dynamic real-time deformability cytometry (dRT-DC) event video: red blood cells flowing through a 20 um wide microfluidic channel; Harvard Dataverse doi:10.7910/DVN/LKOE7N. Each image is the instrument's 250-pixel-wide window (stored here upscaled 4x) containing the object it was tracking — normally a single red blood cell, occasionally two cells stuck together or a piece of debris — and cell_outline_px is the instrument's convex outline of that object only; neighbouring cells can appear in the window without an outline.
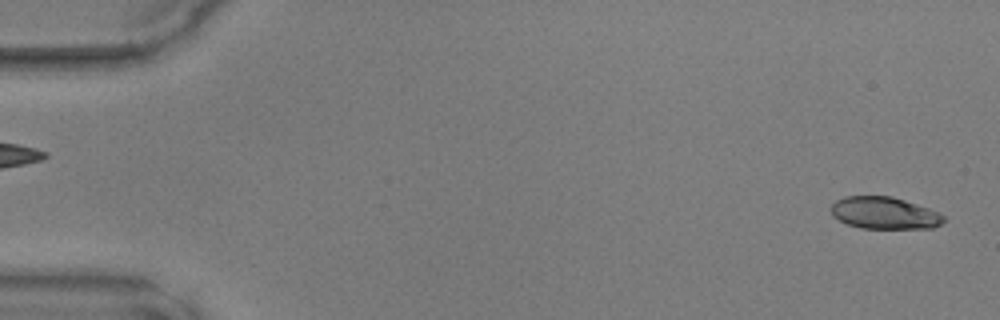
{"species": "common noctule bat (a hibernating species)", "species_latin": "Nyctalus noctula", "temperature_condition": "warm", "stored_images_in_passage": 48, "camera_frame_rate_fps": 3000, "um_per_image_px": 0.085, "animal": {"sex": "male", "body_mass_g": 17.9, "forearm_length_mm": 54.2}, "frame": {"image": 1, "passage_image": 2, "time_ms": 0.333, "image_size_px": [1000, 320], "cell_outline_px": [[944, 220], [940, 224], [932, 228], [860, 228], [848, 224], [832, 216], [828, 208], [836, 200], [844, 196], [892, 196], [928, 208], [944, 216]], "centroid_in_image_um": [75.11, 18.1], "position_along_channel_um": 9.9, "area_um2": 20.98}}
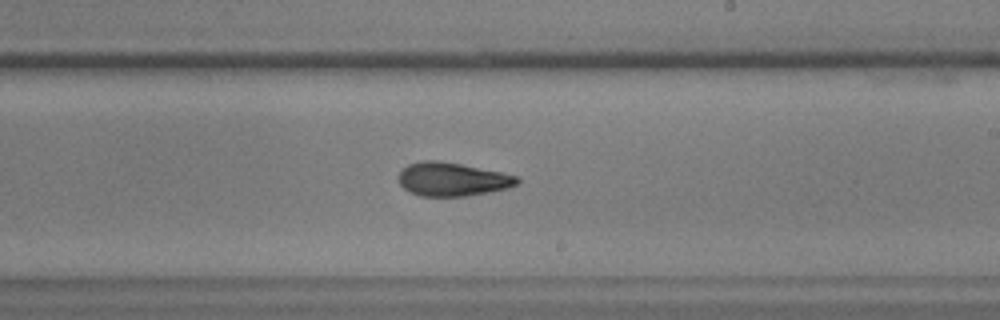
{"frame": {"image": 2, "passage_image": 29, "time_ms": 9.333, "image_size_px": [1000, 320], "cell_outline_px": [[520, 180], [516, 184], [508, 188], [464, 196], [420, 196], [408, 192], [400, 184], [400, 172], [408, 164], [420, 160], [440, 160], [520, 176]], "centroid_in_image_um": [38.43, 15.23], "position_along_channel_um": 250.6, "area_um2": 23.06}}
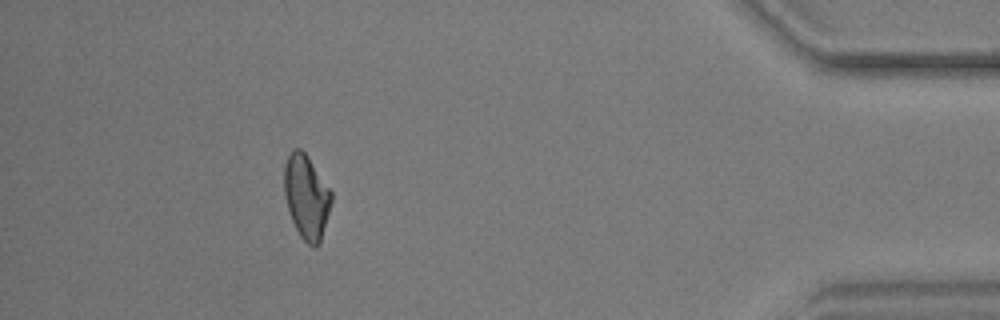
{"frame": {"image": 3, "passage_image": 44, "time_ms": 14.333, "image_size_px": [1000, 320], "cell_outline_px": [[332, 200], [320, 244], [316, 248], [312, 248], [300, 236], [292, 220], [284, 196], [284, 164], [292, 148], [300, 148], [308, 156], [332, 192]], "centroid_in_image_um": [26.04, 16.73], "position_along_channel_um": 409.2, "area_um2": 23.18}}